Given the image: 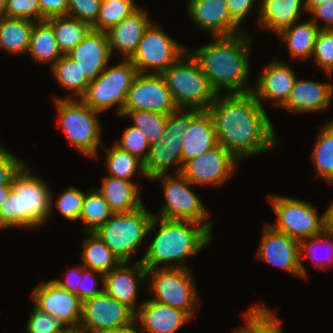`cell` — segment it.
<instances>
[{
	"label": "cell",
	"mask_w": 333,
	"mask_h": 333,
	"mask_svg": "<svg viewBox=\"0 0 333 333\" xmlns=\"http://www.w3.org/2000/svg\"><path fill=\"white\" fill-rule=\"evenodd\" d=\"M187 14L193 24L213 37L244 32L230 15L225 0H189Z\"/></svg>",
	"instance_id": "44dd1931"
},
{
	"label": "cell",
	"mask_w": 333,
	"mask_h": 333,
	"mask_svg": "<svg viewBox=\"0 0 333 333\" xmlns=\"http://www.w3.org/2000/svg\"><path fill=\"white\" fill-rule=\"evenodd\" d=\"M34 22L0 14V48L12 55L28 52Z\"/></svg>",
	"instance_id": "f546056e"
},
{
	"label": "cell",
	"mask_w": 333,
	"mask_h": 333,
	"mask_svg": "<svg viewBox=\"0 0 333 333\" xmlns=\"http://www.w3.org/2000/svg\"><path fill=\"white\" fill-rule=\"evenodd\" d=\"M103 276L104 275L101 273L86 269L82 266V281L80 282V287L77 288V296L82 302L103 292V286L97 288L99 280L103 284Z\"/></svg>",
	"instance_id": "f907efd6"
},
{
	"label": "cell",
	"mask_w": 333,
	"mask_h": 333,
	"mask_svg": "<svg viewBox=\"0 0 333 333\" xmlns=\"http://www.w3.org/2000/svg\"><path fill=\"white\" fill-rule=\"evenodd\" d=\"M0 14L10 18L28 19L33 22L43 21L38 0H7Z\"/></svg>",
	"instance_id": "bcb514c9"
},
{
	"label": "cell",
	"mask_w": 333,
	"mask_h": 333,
	"mask_svg": "<svg viewBox=\"0 0 333 333\" xmlns=\"http://www.w3.org/2000/svg\"><path fill=\"white\" fill-rule=\"evenodd\" d=\"M324 230L327 233L333 234V200L323 213Z\"/></svg>",
	"instance_id": "9f6ffc18"
},
{
	"label": "cell",
	"mask_w": 333,
	"mask_h": 333,
	"mask_svg": "<svg viewBox=\"0 0 333 333\" xmlns=\"http://www.w3.org/2000/svg\"><path fill=\"white\" fill-rule=\"evenodd\" d=\"M114 1H121V0H102V2H114Z\"/></svg>",
	"instance_id": "03108f58"
},
{
	"label": "cell",
	"mask_w": 333,
	"mask_h": 333,
	"mask_svg": "<svg viewBox=\"0 0 333 333\" xmlns=\"http://www.w3.org/2000/svg\"><path fill=\"white\" fill-rule=\"evenodd\" d=\"M53 280L60 287L77 295V288L80 287V282L82 281V266H75L74 268L69 269L64 281L61 279Z\"/></svg>",
	"instance_id": "11a10c76"
},
{
	"label": "cell",
	"mask_w": 333,
	"mask_h": 333,
	"mask_svg": "<svg viewBox=\"0 0 333 333\" xmlns=\"http://www.w3.org/2000/svg\"><path fill=\"white\" fill-rule=\"evenodd\" d=\"M137 325V323L135 322L134 324L122 328V329H118V330H112V331H105V332H101V333H142L139 329V327Z\"/></svg>",
	"instance_id": "6f0895ef"
},
{
	"label": "cell",
	"mask_w": 333,
	"mask_h": 333,
	"mask_svg": "<svg viewBox=\"0 0 333 333\" xmlns=\"http://www.w3.org/2000/svg\"><path fill=\"white\" fill-rule=\"evenodd\" d=\"M43 21L51 17L67 15L69 0H38Z\"/></svg>",
	"instance_id": "db71d44e"
},
{
	"label": "cell",
	"mask_w": 333,
	"mask_h": 333,
	"mask_svg": "<svg viewBox=\"0 0 333 333\" xmlns=\"http://www.w3.org/2000/svg\"><path fill=\"white\" fill-rule=\"evenodd\" d=\"M153 213L145 205L130 212L114 213L96 233L121 262L130 263L142 241L146 239Z\"/></svg>",
	"instance_id": "8992f818"
},
{
	"label": "cell",
	"mask_w": 333,
	"mask_h": 333,
	"mask_svg": "<svg viewBox=\"0 0 333 333\" xmlns=\"http://www.w3.org/2000/svg\"><path fill=\"white\" fill-rule=\"evenodd\" d=\"M137 69L129 59H123L115 66H106L104 71L88 84L85 94L80 98L92 110L102 113L117 105L121 116Z\"/></svg>",
	"instance_id": "9c48e42d"
},
{
	"label": "cell",
	"mask_w": 333,
	"mask_h": 333,
	"mask_svg": "<svg viewBox=\"0 0 333 333\" xmlns=\"http://www.w3.org/2000/svg\"><path fill=\"white\" fill-rule=\"evenodd\" d=\"M255 34L242 32L230 36L213 37L214 41L191 50L211 86L221 94L247 93L249 84L251 41ZM250 85V86H249Z\"/></svg>",
	"instance_id": "7a4b0ae2"
},
{
	"label": "cell",
	"mask_w": 333,
	"mask_h": 333,
	"mask_svg": "<svg viewBox=\"0 0 333 333\" xmlns=\"http://www.w3.org/2000/svg\"><path fill=\"white\" fill-rule=\"evenodd\" d=\"M218 145L212 117L208 110L192 109L190 128L182 138V160L193 159Z\"/></svg>",
	"instance_id": "484cf974"
},
{
	"label": "cell",
	"mask_w": 333,
	"mask_h": 333,
	"mask_svg": "<svg viewBox=\"0 0 333 333\" xmlns=\"http://www.w3.org/2000/svg\"><path fill=\"white\" fill-rule=\"evenodd\" d=\"M325 244V245H324ZM326 246L328 247L326 250H329L328 252L329 255L325 257L324 259L319 260L320 258L317 257L316 254V248L318 246ZM300 257H301V269H302V274H303V279L306 280L307 274H306V268L303 265L302 259H310L311 263L314 265L315 268L317 269H323L325 270L324 266L326 263L328 266L333 264V234L324 232L322 235L317 236V237H312L309 239L302 240L300 242ZM305 252V253H304Z\"/></svg>",
	"instance_id": "60d3db41"
},
{
	"label": "cell",
	"mask_w": 333,
	"mask_h": 333,
	"mask_svg": "<svg viewBox=\"0 0 333 333\" xmlns=\"http://www.w3.org/2000/svg\"><path fill=\"white\" fill-rule=\"evenodd\" d=\"M115 144L143 162L146 160L150 149V144L145 135L132 125L124 130L120 140L115 141Z\"/></svg>",
	"instance_id": "f6af8a7d"
},
{
	"label": "cell",
	"mask_w": 333,
	"mask_h": 333,
	"mask_svg": "<svg viewBox=\"0 0 333 333\" xmlns=\"http://www.w3.org/2000/svg\"><path fill=\"white\" fill-rule=\"evenodd\" d=\"M101 3L102 0H69L67 15L92 28L98 20Z\"/></svg>",
	"instance_id": "7dc6e473"
},
{
	"label": "cell",
	"mask_w": 333,
	"mask_h": 333,
	"mask_svg": "<svg viewBox=\"0 0 333 333\" xmlns=\"http://www.w3.org/2000/svg\"><path fill=\"white\" fill-rule=\"evenodd\" d=\"M156 227L158 231L153 241L139 259L146 270L189 268L183 263L184 260L196 256L213 240L212 234L203 225L192 221L166 220L154 216L148 234Z\"/></svg>",
	"instance_id": "3957f363"
},
{
	"label": "cell",
	"mask_w": 333,
	"mask_h": 333,
	"mask_svg": "<svg viewBox=\"0 0 333 333\" xmlns=\"http://www.w3.org/2000/svg\"><path fill=\"white\" fill-rule=\"evenodd\" d=\"M267 198L277 216L275 224H268L274 230L300 242L325 232L323 213L319 215L309 201L271 194Z\"/></svg>",
	"instance_id": "8fae6325"
},
{
	"label": "cell",
	"mask_w": 333,
	"mask_h": 333,
	"mask_svg": "<svg viewBox=\"0 0 333 333\" xmlns=\"http://www.w3.org/2000/svg\"><path fill=\"white\" fill-rule=\"evenodd\" d=\"M187 50L185 46L165 33L156 22H152L129 60L138 73L162 74ZM150 70L152 71L148 72Z\"/></svg>",
	"instance_id": "7c38bea8"
},
{
	"label": "cell",
	"mask_w": 333,
	"mask_h": 333,
	"mask_svg": "<svg viewBox=\"0 0 333 333\" xmlns=\"http://www.w3.org/2000/svg\"><path fill=\"white\" fill-rule=\"evenodd\" d=\"M86 237L80 254L86 269L105 275L122 263L96 233L86 232Z\"/></svg>",
	"instance_id": "4dcf8cb0"
},
{
	"label": "cell",
	"mask_w": 333,
	"mask_h": 333,
	"mask_svg": "<svg viewBox=\"0 0 333 333\" xmlns=\"http://www.w3.org/2000/svg\"><path fill=\"white\" fill-rule=\"evenodd\" d=\"M128 264L130 263L122 262L103 276V291L136 314L141 305L136 304L137 294L140 291L138 289L147 280V270L139 260L135 261L132 266Z\"/></svg>",
	"instance_id": "ffe728a7"
},
{
	"label": "cell",
	"mask_w": 333,
	"mask_h": 333,
	"mask_svg": "<svg viewBox=\"0 0 333 333\" xmlns=\"http://www.w3.org/2000/svg\"><path fill=\"white\" fill-rule=\"evenodd\" d=\"M258 4L257 23L260 29L274 34L292 26L303 12H307L305 0H261Z\"/></svg>",
	"instance_id": "4316f807"
},
{
	"label": "cell",
	"mask_w": 333,
	"mask_h": 333,
	"mask_svg": "<svg viewBox=\"0 0 333 333\" xmlns=\"http://www.w3.org/2000/svg\"><path fill=\"white\" fill-rule=\"evenodd\" d=\"M147 279H150L148 291L155 296L151 300L183 310L191 318L195 316L196 305L200 307L202 302L190 268L147 270Z\"/></svg>",
	"instance_id": "30bf717a"
},
{
	"label": "cell",
	"mask_w": 333,
	"mask_h": 333,
	"mask_svg": "<svg viewBox=\"0 0 333 333\" xmlns=\"http://www.w3.org/2000/svg\"><path fill=\"white\" fill-rule=\"evenodd\" d=\"M230 11L231 18L240 26L249 15L256 2L261 0H225Z\"/></svg>",
	"instance_id": "f5cc1de1"
},
{
	"label": "cell",
	"mask_w": 333,
	"mask_h": 333,
	"mask_svg": "<svg viewBox=\"0 0 333 333\" xmlns=\"http://www.w3.org/2000/svg\"><path fill=\"white\" fill-rule=\"evenodd\" d=\"M260 240L256 251L259 260L303 278L300 241L274 230L268 224H265Z\"/></svg>",
	"instance_id": "ac0fdd59"
},
{
	"label": "cell",
	"mask_w": 333,
	"mask_h": 333,
	"mask_svg": "<svg viewBox=\"0 0 333 333\" xmlns=\"http://www.w3.org/2000/svg\"><path fill=\"white\" fill-rule=\"evenodd\" d=\"M26 323L27 333H67L70 328L62 321L46 314L34 304Z\"/></svg>",
	"instance_id": "ee69618b"
},
{
	"label": "cell",
	"mask_w": 333,
	"mask_h": 333,
	"mask_svg": "<svg viewBox=\"0 0 333 333\" xmlns=\"http://www.w3.org/2000/svg\"><path fill=\"white\" fill-rule=\"evenodd\" d=\"M140 6L133 0L102 2L98 20L92 27L93 30L107 32L126 17L130 16Z\"/></svg>",
	"instance_id": "f35d334b"
},
{
	"label": "cell",
	"mask_w": 333,
	"mask_h": 333,
	"mask_svg": "<svg viewBox=\"0 0 333 333\" xmlns=\"http://www.w3.org/2000/svg\"><path fill=\"white\" fill-rule=\"evenodd\" d=\"M96 189L114 213L130 212L144 205L140 186L135 182L107 175Z\"/></svg>",
	"instance_id": "83f0119b"
},
{
	"label": "cell",
	"mask_w": 333,
	"mask_h": 333,
	"mask_svg": "<svg viewBox=\"0 0 333 333\" xmlns=\"http://www.w3.org/2000/svg\"><path fill=\"white\" fill-rule=\"evenodd\" d=\"M330 82L296 79L287 102L281 107L293 113H317L330 108Z\"/></svg>",
	"instance_id": "d4e9b609"
},
{
	"label": "cell",
	"mask_w": 333,
	"mask_h": 333,
	"mask_svg": "<svg viewBox=\"0 0 333 333\" xmlns=\"http://www.w3.org/2000/svg\"><path fill=\"white\" fill-rule=\"evenodd\" d=\"M36 63L54 65L63 55L54 37L52 26L45 21L34 22L28 52Z\"/></svg>",
	"instance_id": "1f68e13d"
},
{
	"label": "cell",
	"mask_w": 333,
	"mask_h": 333,
	"mask_svg": "<svg viewBox=\"0 0 333 333\" xmlns=\"http://www.w3.org/2000/svg\"><path fill=\"white\" fill-rule=\"evenodd\" d=\"M208 112L218 144L238 161L272 151L279 145L277 132L252 91L218 94Z\"/></svg>",
	"instance_id": "6da1fadb"
},
{
	"label": "cell",
	"mask_w": 333,
	"mask_h": 333,
	"mask_svg": "<svg viewBox=\"0 0 333 333\" xmlns=\"http://www.w3.org/2000/svg\"><path fill=\"white\" fill-rule=\"evenodd\" d=\"M31 171L28 164L12 179L13 189L19 194L20 227L34 229L49 218L50 193L47 182Z\"/></svg>",
	"instance_id": "4fadbf2b"
},
{
	"label": "cell",
	"mask_w": 333,
	"mask_h": 333,
	"mask_svg": "<svg viewBox=\"0 0 333 333\" xmlns=\"http://www.w3.org/2000/svg\"><path fill=\"white\" fill-rule=\"evenodd\" d=\"M51 71L57 83L70 93L73 92L75 98H81L85 94L90 81L70 57L63 55L51 66Z\"/></svg>",
	"instance_id": "8d00e7d4"
},
{
	"label": "cell",
	"mask_w": 333,
	"mask_h": 333,
	"mask_svg": "<svg viewBox=\"0 0 333 333\" xmlns=\"http://www.w3.org/2000/svg\"><path fill=\"white\" fill-rule=\"evenodd\" d=\"M332 101H333V83L331 85V92H330V105H332ZM326 125L333 128V120Z\"/></svg>",
	"instance_id": "6125c7cd"
},
{
	"label": "cell",
	"mask_w": 333,
	"mask_h": 333,
	"mask_svg": "<svg viewBox=\"0 0 333 333\" xmlns=\"http://www.w3.org/2000/svg\"><path fill=\"white\" fill-rule=\"evenodd\" d=\"M317 137L310 158L317 177L333 185V128L325 125Z\"/></svg>",
	"instance_id": "d590c367"
},
{
	"label": "cell",
	"mask_w": 333,
	"mask_h": 333,
	"mask_svg": "<svg viewBox=\"0 0 333 333\" xmlns=\"http://www.w3.org/2000/svg\"><path fill=\"white\" fill-rule=\"evenodd\" d=\"M140 304L135 322L142 333H176L192 319L185 311L150 298Z\"/></svg>",
	"instance_id": "603a6c76"
},
{
	"label": "cell",
	"mask_w": 333,
	"mask_h": 333,
	"mask_svg": "<svg viewBox=\"0 0 333 333\" xmlns=\"http://www.w3.org/2000/svg\"><path fill=\"white\" fill-rule=\"evenodd\" d=\"M191 122L192 109H177L168 114L164 135L150 145L148 156L144 161L147 180L168 174L169 168L174 164H178L175 172L181 173L183 168L182 138L184 132L190 128Z\"/></svg>",
	"instance_id": "ba28073f"
},
{
	"label": "cell",
	"mask_w": 333,
	"mask_h": 333,
	"mask_svg": "<svg viewBox=\"0 0 333 333\" xmlns=\"http://www.w3.org/2000/svg\"><path fill=\"white\" fill-rule=\"evenodd\" d=\"M297 23L281 30L276 36L286 43L290 57L303 61L313 56L320 28L311 19Z\"/></svg>",
	"instance_id": "f1b7e54d"
},
{
	"label": "cell",
	"mask_w": 333,
	"mask_h": 333,
	"mask_svg": "<svg viewBox=\"0 0 333 333\" xmlns=\"http://www.w3.org/2000/svg\"><path fill=\"white\" fill-rule=\"evenodd\" d=\"M319 69L330 78L333 76V29H320L312 58Z\"/></svg>",
	"instance_id": "7bdbcfd3"
},
{
	"label": "cell",
	"mask_w": 333,
	"mask_h": 333,
	"mask_svg": "<svg viewBox=\"0 0 333 333\" xmlns=\"http://www.w3.org/2000/svg\"><path fill=\"white\" fill-rule=\"evenodd\" d=\"M64 189L62 194L58 195L56 201L53 198V193H50V210L49 217L52 215L53 208L55 207L61 215L70 221H79V216L83 206L85 193L80 189L71 186ZM55 201V202H54ZM55 204V205H54Z\"/></svg>",
	"instance_id": "ab89813d"
},
{
	"label": "cell",
	"mask_w": 333,
	"mask_h": 333,
	"mask_svg": "<svg viewBox=\"0 0 333 333\" xmlns=\"http://www.w3.org/2000/svg\"><path fill=\"white\" fill-rule=\"evenodd\" d=\"M54 101L58 127L72 147L89 158H98V147H103L102 126L97 117L100 113L92 110L80 98L55 96Z\"/></svg>",
	"instance_id": "5b68a950"
},
{
	"label": "cell",
	"mask_w": 333,
	"mask_h": 333,
	"mask_svg": "<svg viewBox=\"0 0 333 333\" xmlns=\"http://www.w3.org/2000/svg\"><path fill=\"white\" fill-rule=\"evenodd\" d=\"M327 0H305V7L308 13H310L316 6H319L321 3L326 2Z\"/></svg>",
	"instance_id": "94428289"
},
{
	"label": "cell",
	"mask_w": 333,
	"mask_h": 333,
	"mask_svg": "<svg viewBox=\"0 0 333 333\" xmlns=\"http://www.w3.org/2000/svg\"><path fill=\"white\" fill-rule=\"evenodd\" d=\"M150 181H159L163 188L165 202L158 214L153 215L166 220L192 221L203 225L210 233L213 221L200 197L190 187L193 184L181 173L175 176L164 174L153 177ZM207 219V220H206Z\"/></svg>",
	"instance_id": "52a82bcc"
},
{
	"label": "cell",
	"mask_w": 333,
	"mask_h": 333,
	"mask_svg": "<svg viewBox=\"0 0 333 333\" xmlns=\"http://www.w3.org/2000/svg\"><path fill=\"white\" fill-rule=\"evenodd\" d=\"M101 149H104L107 154L105 155V162L109 175L131 181L134 174L138 171L143 178L147 179L144 171V162L138 157L122 150L116 144L109 148L103 146Z\"/></svg>",
	"instance_id": "836d02e7"
},
{
	"label": "cell",
	"mask_w": 333,
	"mask_h": 333,
	"mask_svg": "<svg viewBox=\"0 0 333 333\" xmlns=\"http://www.w3.org/2000/svg\"><path fill=\"white\" fill-rule=\"evenodd\" d=\"M32 302L46 314L62 321L70 329H79L82 318V301L54 280L41 282L31 293Z\"/></svg>",
	"instance_id": "e0dca14e"
},
{
	"label": "cell",
	"mask_w": 333,
	"mask_h": 333,
	"mask_svg": "<svg viewBox=\"0 0 333 333\" xmlns=\"http://www.w3.org/2000/svg\"><path fill=\"white\" fill-rule=\"evenodd\" d=\"M162 75L178 109L208 110L218 96L190 50Z\"/></svg>",
	"instance_id": "277c9868"
},
{
	"label": "cell",
	"mask_w": 333,
	"mask_h": 333,
	"mask_svg": "<svg viewBox=\"0 0 333 333\" xmlns=\"http://www.w3.org/2000/svg\"><path fill=\"white\" fill-rule=\"evenodd\" d=\"M177 109L162 74L138 73L128 90L121 116L135 110L155 111L168 115Z\"/></svg>",
	"instance_id": "2e32d148"
},
{
	"label": "cell",
	"mask_w": 333,
	"mask_h": 333,
	"mask_svg": "<svg viewBox=\"0 0 333 333\" xmlns=\"http://www.w3.org/2000/svg\"><path fill=\"white\" fill-rule=\"evenodd\" d=\"M7 0H0V13L3 11Z\"/></svg>",
	"instance_id": "e7e4bbea"
},
{
	"label": "cell",
	"mask_w": 333,
	"mask_h": 333,
	"mask_svg": "<svg viewBox=\"0 0 333 333\" xmlns=\"http://www.w3.org/2000/svg\"><path fill=\"white\" fill-rule=\"evenodd\" d=\"M148 15L145 8L139 7L106 32L112 54L114 51L120 52L125 59L133 56L145 30L154 22Z\"/></svg>",
	"instance_id": "cb8c5ba5"
},
{
	"label": "cell",
	"mask_w": 333,
	"mask_h": 333,
	"mask_svg": "<svg viewBox=\"0 0 333 333\" xmlns=\"http://www.w3.org/2000/svg\"><path fill=\"white\" fill-rule=\"evenodd\" d=\"M310 18L320 29H333V0H327L316 6L311 12ZM323 21V26L318 21ZM320 24V25H319Z\"/></svg>",
	"instance_id": "816d5d0a"
},
{
	"label": "cell",
	"mask_w": 333,
	"mask_h": 333,
	"mask_svg": "<svg viewBox=\"0 0 333 333\" xmlns=\"http://www.w3.org/2000/svg\"><path fill=\"white\" fill-rule=\"evenodd\" d=\"M67 333H86L81 329H70Z\"/></svg>",
	"instance_id": "be15d7a7"
},
{
	"label": "cell",
	"mask_w": 333,
	"mask_h": 333,
	"mask_svg": "<svg viewBox=\"0 0 333 333\" xmlns=\"http://www.w3.org/2000/svg\"><path fill=\"white\" fill-rule=\"evenodd\" d=\"M281 323L277 312L272 313L265 304L251 305L250 333H283Z\"/></svg>",
	"instance_id": "b9f144b4"
},
{
	"label": "cell",
	"mask_w": 333,
	"mask_h": 333,
	"mask_svg": "<svg viewBox=\"0 0 333 333\" xmlns=\"http://www.w3.org/2000/svg\"><path fill=\"white\" fill-rule=\"evenodd\" d=\"M46 21L53 28L62 55H67L92 29L88 24L68 15L51 17Z\"/></svg>",
	"instance_id": "d6a6232c"
},
{
	"label": "cell",
	"mask_w": 333,
	"mask_h": 333,
	"mask_svg": "<svg viewBox=\"0 0 333 333\" xmlns=\"http://www.w3.org/2000/svg\"><path fill=\"white\" fill-rule=\"evenodd\" d=\"M89 81L96 79L112 58L106 32L91 29L68 54Z\"/></svg>",
	"instance_id": "7402d4cb"
},
{
	"label": "cell",
	"mask_w": 333,
	"mask_h": 333,
	"mask_svg": "<svg viewBox=\"0 0 333 333\" xmlns=\"http://www.w3.org/2000/svg\"><path fill=\"white\" fill-rule=\"evenodd\" d=\"M114 214L96 188L86 191L83 206L79 216L80 222L85 226L86 232H94L105 224Z\"/></svg>",
	"instance_id": "e575fe53"
},
{
	"label": "cell",
	"mask_w": 333,
	"mask_h": 333,
	"mask_svg": "<svg viewBox=\"0 0 333 333\" xmlns=\"http://www.w3.org/2000/svg\"><path fill=\"white\" fill-rule=\"evenodd\" d=\"M239 161L221 145L186 161L181 174L194 186H221L235 173Z\"/></svg>",
	"instance_id": "9a60e30c"
},
{
	"label": "cell",
	"mask_w": 333,
	"mask_h": 333,
	"mask_svg": "<svg viewBox=\"0 0 333 333\" xmlns=\"http://www.w3.org/2000/svg\"><path fill=\"white\" fill-rule=\"evenodd\" d=\"M20 227L19 194L12 189L0 208V229Z\"/></svg>",
	"instance_id": "681fc988"
},
{
	"label": "cell",
	"mask_w": 333,
	"mask_h": 333,
	"mask_svg": "<svg viewBox=\"0 0 333 333\" xmlns=\"http://www.w3.org/2000/svg\"><path fill=\"white\" fill-rule=\"evenodd\" d=\"M261 70L252 90L256 100L261 106L264 100H269L275 107H282L287 102L297 79L295 71L289 64L280 60H272Z\"/></svg>",
	"instance_id": "d6986e66"
},
{
	"label": "cell",
	"mask_w": 333,
	"mask_h": 333,
	"mask_svg": "<svg viewBox=\"0 0 333 333\" xmlns=\"http://www.w3.org/2000/svg\"><path fill=\"white\" fill-rule=\"evenodd\" d=\"M123 117H131L134 127L147 138L149 144L159 140L165 132L168 115L148 110L128 111Z\"/></svg>",
	"instance_id": "74e56055"
},
{
	"label": "cell",
	"mask_w": 333,
	"mask_h": 333,
	"mask_svg": "<svg viewBox=\"0 0 333 333\" xmlns=\"http://www.w3.org/2000/svg\"><path fill=\"white\" fill-rule=\"evenodd\" d=\"M13 189V185H1L0 186V208L4 201L9 196L11 190Z\"/></svg>",
	"instance_id": "91938a15"
},
{
	"label": "cell",
	"mask_w": 333,
	"mask_h": 333,
	"mask_svg": "<svg viewBox=\"0 0 333 333\" xmlns=\"http://www.w3.org/2000/svg\"><path fill=\"white\" fill-rule=\"evenodd\" d=\"M136 314L104 291L82 302L79 329L86 333L118 330L135 323Z\"/></svg>",
	"instance_id": "5bb4252c"
},
{
	"label": "cell",
	"mask_w": 333,
	"mask_h": 333,
	"mask_svg": "<svg viewBox=\"0 0 333 333\" xmlns=\"http://www.w3.org/2000/svg\"><path fill=\"white\" fill-rule=\"evenodd\" d=\"M246 324L233 331V333H250V308L244 313Z\"/></svg>",
	"instance_id": "680465c9"
},
{
	"label": "cell",
	"mask_w": 333,
	"mask_h": 333,
	"mask_svg": "<svg viewBox=\"0 0 333 333\" xmlns=\"http://www.w3.org/2000/svg\"><path fill=\"white\" fill-rule=\"evenodd\" d=\"M25 161L7 151L0 143V186L12 185V179L25 165Z\"/></svg>",
	"instance_id": "c3c4849f"
}]
</instances>
